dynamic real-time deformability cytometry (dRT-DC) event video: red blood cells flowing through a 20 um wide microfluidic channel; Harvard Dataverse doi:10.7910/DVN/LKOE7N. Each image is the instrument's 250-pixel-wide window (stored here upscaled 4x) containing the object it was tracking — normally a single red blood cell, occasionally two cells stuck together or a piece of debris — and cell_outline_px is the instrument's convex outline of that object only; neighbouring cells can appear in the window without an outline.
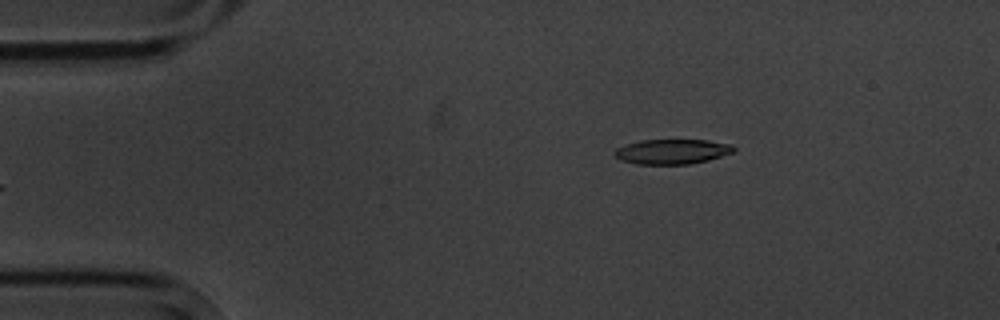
{"species": "common noctule bat (a hibernating species)", "species_latin": "Nyctalus noctula", "temperature_condition": "cold", "stored_images_in_passage": 4, "camera_frame_rate_fps": 3000, "um_per_image_px": 0.085, "animal": {"sex": "male", "body_mass_g": 20.1, "forearm_length_mm": 53.5}, "frame": {"image": 1, "passage_image": 4, "time_ms": 4.333, "image_size_px": [1000, 320], "cell_outline_px": [[736, 152], [708, 160], [692, 164], [636, 164], [620, 160], [612, 152], [616, 148], [640, 140], [708, 140], [732, 144], [736, 148]], "centroid_in_image_um": [57.17, 12.89], "position_along_channel_um": 27.8, "area_um2": 17.46}}